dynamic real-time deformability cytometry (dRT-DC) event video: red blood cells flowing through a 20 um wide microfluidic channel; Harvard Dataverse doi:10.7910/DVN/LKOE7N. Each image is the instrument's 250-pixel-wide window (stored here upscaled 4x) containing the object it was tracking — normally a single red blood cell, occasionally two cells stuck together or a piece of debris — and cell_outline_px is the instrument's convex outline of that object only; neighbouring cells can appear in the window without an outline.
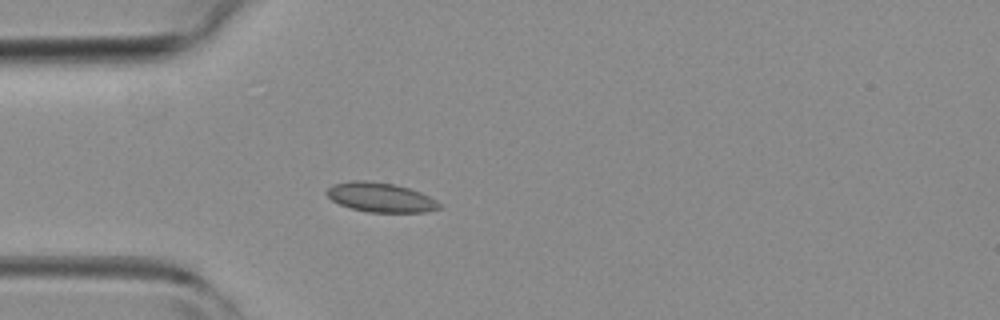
{"species": "common noctule bat (a hibernating species)", "species_latin": "Nyctalus noctula", "temperature_condition": "room temperature", "stored_images_in_passage": 3, "camera_frame_rate_fps": 3000, "um_per_image_px": 0.085, "animal": {"sex": "female", "body_mass_g": 19.3, "forearm_length_mm": 54.1}, "frame": {"image": 1, "passage_image": 3, "time_ms": 2.333, "image_size_px": [1000, 320], "cell_outline_px": [[444, 208], [424, 212], [368, 212], [352, 208], [340, 204], [332, 200], [324, 192], [332, 184], [352, 180], [368, 180], [396, 184], [420, 192], [436, 200]], "centroid_in_image_um": [32.34, 16.76], "position_along_channel_um": 52.7, "area_um2": 19.42}}